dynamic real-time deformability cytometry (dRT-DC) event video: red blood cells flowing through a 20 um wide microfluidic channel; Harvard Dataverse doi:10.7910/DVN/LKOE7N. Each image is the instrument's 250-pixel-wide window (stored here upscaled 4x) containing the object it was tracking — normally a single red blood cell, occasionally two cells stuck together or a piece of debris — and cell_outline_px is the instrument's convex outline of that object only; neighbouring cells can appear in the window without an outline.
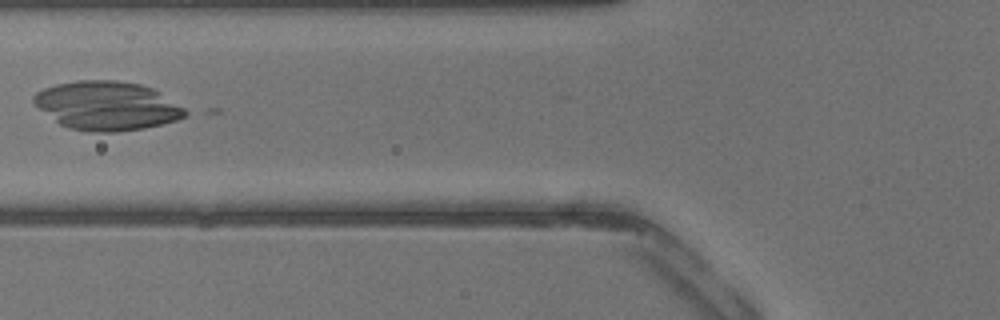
{"species": "common noctule bat (a hibernating species)", "species_latin": "Nyctalus noctula", "temperature_condition": "warm", "stored_images_in_passage": 11, "camera_frame_rate_fps": 3000, "um_per_image_px": 0.085, "animal": {"sex": "male", "body_mass_g": 13.3}, "frame": {"image": 1, "passage_image": 7, "time_ms": 2.0, "image_size_px": [1000, 320], "cell_outline_px": [[192, 112], [176, 120], [144, 128], [116, 132], [92, 132], [68, 128], [60, 124], [40, 108], [32, 100], [32, 96], [36, 92], [44, 88], [56, 84], [76, 80], [116, 80], [140, 84], [152, 88], [160, 92]], "centroid_in_image_um": [9.11, 8.98], "position_along_channel_um": 116.7, "area_um2": 43.06}}
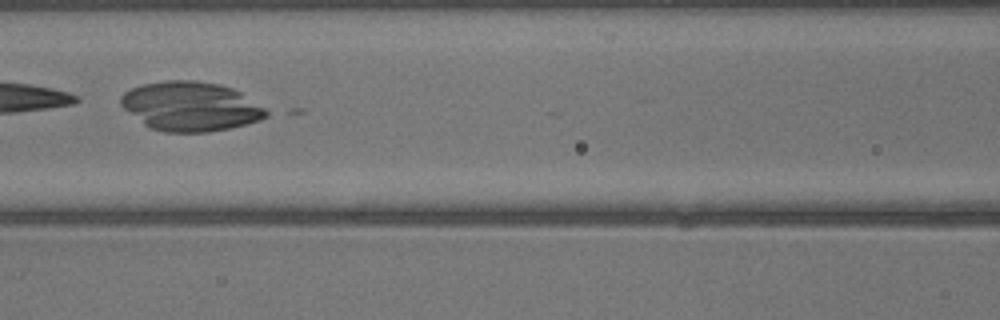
{"frame": {"image": 2, "passage_image": 9, "time_ms": 2.667, "image_size_px": [1000, 320], "cell_outline_px": [[272, 112], [268, 116], [260, 120], [228, 128], [208, 132], [164, 132], [148, 128], [124, 108], [120, 104], [120, 96], [124, 92], [132, 88], [144, 84], [164, 80], [192, 80], [220, 84], [232, 88], [240, 92]], "centroid_in_image_um": [16.2, 9.04], "position_along_channel_um": 150.4, "area_um2": 41.85}}